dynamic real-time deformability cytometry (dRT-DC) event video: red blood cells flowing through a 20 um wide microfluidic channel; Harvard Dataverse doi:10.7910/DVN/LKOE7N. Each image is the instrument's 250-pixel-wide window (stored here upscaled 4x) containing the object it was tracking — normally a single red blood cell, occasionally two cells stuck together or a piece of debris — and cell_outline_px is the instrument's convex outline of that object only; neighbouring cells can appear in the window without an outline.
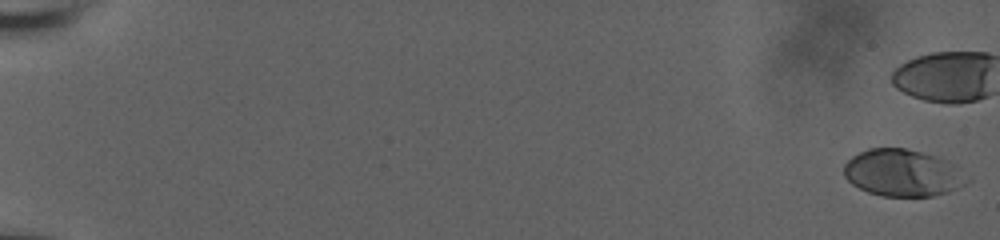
{"species": "human", "species_latin": "Homo sapiens", "temperature_condition": "room temperature", "stored_images_in_passage": 18, "camera_frame_rate_fps": 3000, "um_per_image_px": 0.085, "donor": {"sex": "male"}, "frame": {"image": 1, "passage_image": 1, "time_ms": 0.0, "image_size_px": [1000, 240], "cell_outline_px": [[972, 180], [948, 192], [932, 196], [884, 196], [868, 192], [852, 184], [844, 176], [844, 164], [852, 156], [868, 148], [904, 148], [936, 156], [948, 160], [956, 164], [972, 176]], "centroid_in_image_um": [76.8, 14.69], "position_along_channel_um": 8.2, "area_um2": 34.04}}